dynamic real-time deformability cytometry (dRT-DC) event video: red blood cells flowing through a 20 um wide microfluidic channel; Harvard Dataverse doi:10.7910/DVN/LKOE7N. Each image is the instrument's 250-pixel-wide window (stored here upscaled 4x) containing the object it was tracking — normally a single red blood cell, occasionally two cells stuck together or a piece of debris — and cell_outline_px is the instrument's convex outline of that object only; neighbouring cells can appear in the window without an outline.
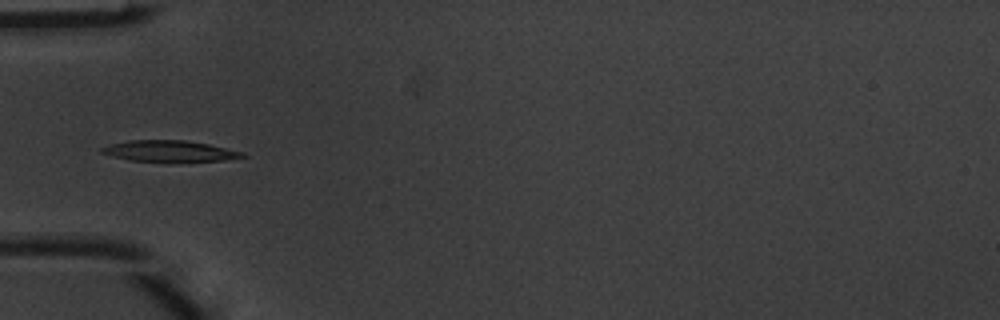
{"species": "common noctule bat (a hibernating species)", "species_latin": "Nyctalus noctula", "temperature_condition": "warm", "stored_images_in_passage": 4, "camera_frame_rate_fps": 3000, "um_per_image_px": 0.085, "animal": {"sex": "male", "body_mass_g": 20.1, "forearm_length_mm": 53.5}, "frame": {"image": 1, "passage_image": 3, "time_ms": 0.667, "image_size_px": [1000, 320], "cell_outline_px": [[248, 156], [224, 160], [168, 164], [128, 160], [112, 156], [100, 152], [100, 148], [112, 144], [128, 140], [184, 140], [208, 144], [244, 152]], "centroid_in_image_um": [14.42, 12.88], "position_along_channel_um": 70.6, "area_um2": 18.09}}